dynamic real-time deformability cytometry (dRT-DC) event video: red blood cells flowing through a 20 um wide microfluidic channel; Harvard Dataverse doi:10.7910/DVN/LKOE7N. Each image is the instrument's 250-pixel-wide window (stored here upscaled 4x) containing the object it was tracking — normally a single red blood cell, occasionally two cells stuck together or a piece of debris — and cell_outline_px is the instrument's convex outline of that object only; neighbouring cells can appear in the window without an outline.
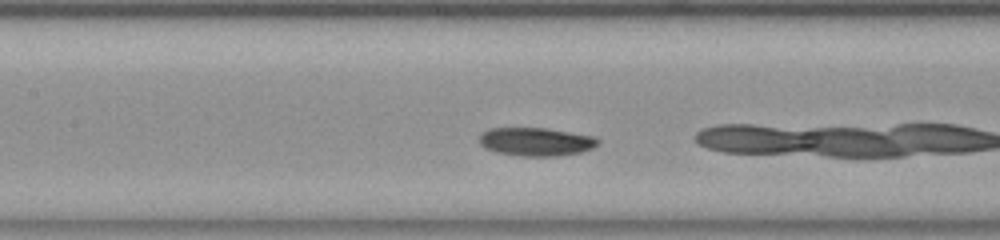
{"species": "common noctule bat (a hibernating species)", "species_latin": "Nyctalus noctula", "temperature_condition": "room temperature", "stored_images_in_passage": 35, "camera_frame_rate_fps": 3000, "um_per_image_px": 0.085, "animal": {"sex": "female", "body_mass_g": 23.0, "forearm_length_mm": 53.4}, "frame": {"image": 1, "passage_image": 12, "time_ms": 3.667, "image_size_px": [1000, 240], "cell_outline_px": [[600, 144], [592, 148], [580, 152], [556, 156], [520, 156], [496, 152], [484, 148], [480, 144], [480, 132], [488, 128], [548, 128], [596, 136], [600, 140]], "centroid_in_image_um": [45.57, 12.04], "position_along_channel_um": 161.8, "area_um2": 19.88}}
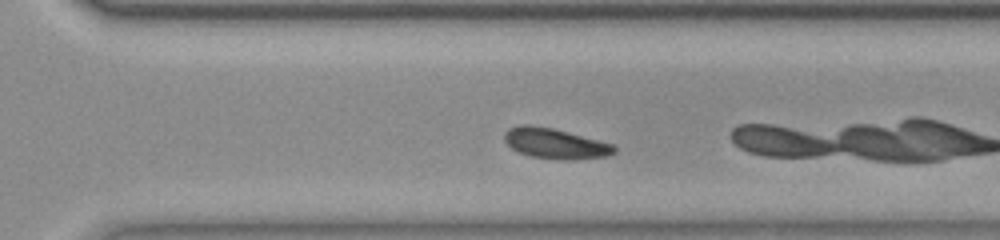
{"frame": {"image": 2, "passage_image": 25, "time_ms": 8.0, "image_size_px": [1000, 240], "cell_outline_px": [[616, 152], [604, 156], [564, 160], [532, 156], [520, 152], [512, 148], [504, 140], [504, 132], [508, 128], [520, 124], [532, 124], [552, 128], [568, 132], [612, 144], [616, 148]], "centroid_in_image_um": [47.14, 12.17], "position_along_channel_um": 323.5, "area_um2": 19.13}}
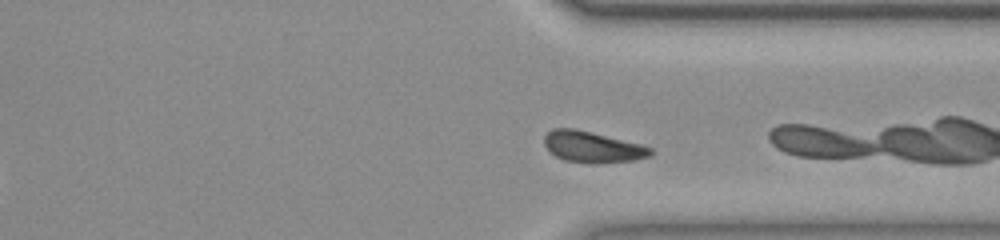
{"frame": {"image": 3, "passage_image": 28, "time_ms": 9.0, "image_size_px": [1000, 240], "cell_outline_px": [[652, 156], [632, 160], [596, 164], [588, 164], [564, 160], [548, 152], [544, 144], [544, 136], [552, 128], [572, 128], [640, 144], [652, 148]], "centroid_in_image_um": [50.31, 12.51], "position_along_channel_um": 361.1, "area_um2": 19.25}, "authors_computed_cell_mechanics": {"area_um2": 19.652, "velocity_mm_per_s": 3.7319, "shape_relaxation_time_tau1_ms": 2.4431, "shape_relaxation_time_tau2_ms": null, "deformation_change_tau1": 0.0913, "deformation_change_tau2": null}}